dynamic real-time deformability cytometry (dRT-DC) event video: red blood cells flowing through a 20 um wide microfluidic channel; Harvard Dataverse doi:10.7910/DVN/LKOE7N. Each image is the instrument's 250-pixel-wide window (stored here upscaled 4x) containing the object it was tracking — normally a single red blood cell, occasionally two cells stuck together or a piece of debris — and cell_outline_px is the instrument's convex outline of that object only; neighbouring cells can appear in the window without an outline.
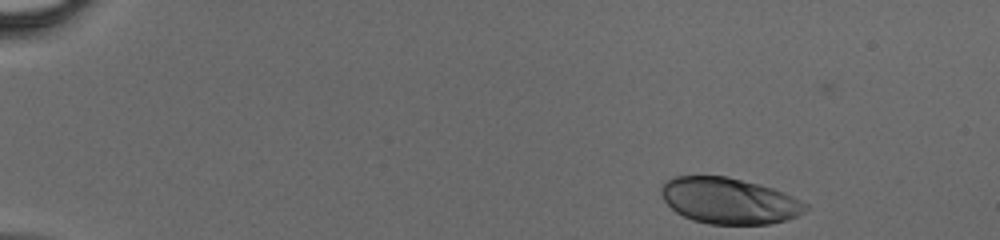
{"species": "human", "species_latin": "Homo sapiens", "temperature_condition": "cold", "stored_images_in_passage": 37, "camera_frame_rate_fps": 3000, "um_per_image_px": 0.085, "donor": {"sex": "male"}, "frame": {"image": 1, "passage_image": 1, "time_ms": 0.0, "image_size_px": [1000, 240], "cell_outline_px": [[808, 208], [804, 212], [796, 216], [784, 220], [768, 224], [708, 224], [692, 220], [676, 212], [664, 200], [660, 192], [660, 188], [664, 180], [672, 176], [728, 176], [760, 184], [784, 192], [808, 204]], "centroid_in_image_um": [61.94, 17.05], "position_along_channel_um": 23.1, "area_um2": 38.9}}
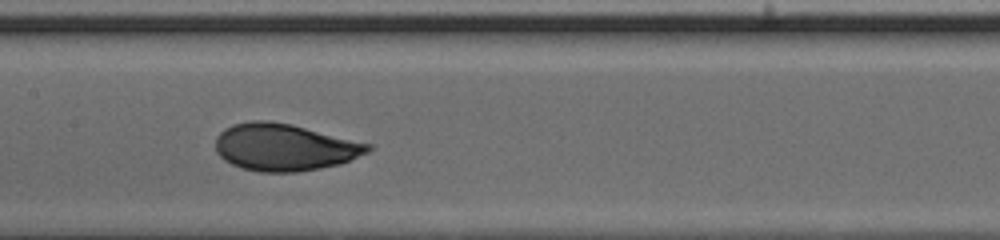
{"frame": {"image": 2, "passage_image": 20, "time_ms": 6.333, "image_size_px": [1000, 240], "cell_outline_px": [[372, 148], [368, 152], [340, 164], [320, 168], [296, 172], [260, 172], [240, 168], [224, 160], [216, 152], [216, 136], [224, 128], [232, 124], [252, 120], [268, 120], [292, 124], [372, 144]], "centroid_in_image_um": [24.16, 12.51], "position_along_channel_um": 183.2, "area_um2": 42.02}}
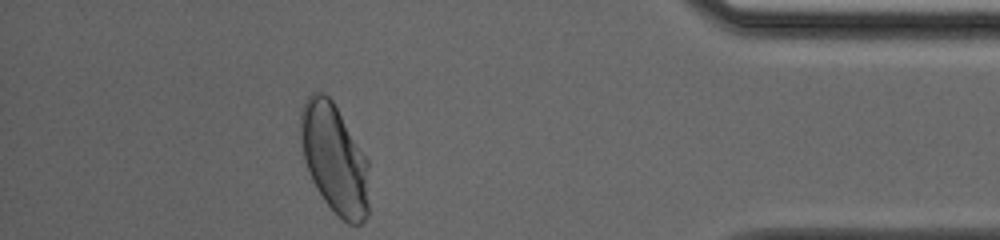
{"frame": {"image": 3, "passage_image": 37, "time_ms": 12.0, "image_size_px": [1000, 240], "cell_outline_px": [[368, 216], [360, 224], [348, 224], [324, 200], [316, 188], [312, 180], [304, 160], [300, 144], [300, 108], [304, 100], [316, 88], [324, 92], [332, 100], [368, 160]], "centroid_in_image_um": [28.4, 13.44], "position_along_channel_um": 406.8, "area_um2": 43.93}}